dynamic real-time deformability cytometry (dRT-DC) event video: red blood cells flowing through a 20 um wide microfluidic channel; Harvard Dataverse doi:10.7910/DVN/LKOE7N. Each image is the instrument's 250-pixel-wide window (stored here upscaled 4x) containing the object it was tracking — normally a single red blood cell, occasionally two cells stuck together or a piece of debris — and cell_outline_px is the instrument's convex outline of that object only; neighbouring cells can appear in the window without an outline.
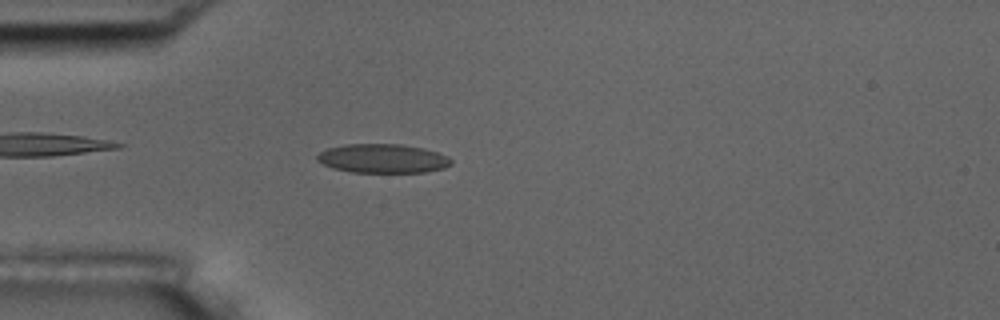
{"species": "common noctule bat (a hibernating species)", "species_latin": "Nyctalus noctula", "temperature_condition": "room temperature", "stored_images_in_passage": 4, "camera_frame_rate_fps": 3000, "um_per_image_px": 0.085, "animal": {"sex": "male", "body_mass_g": 17.5, "forearm_length_mm": 52.3}, "frame": {"image": 1, "passage_image": 4, "time_ms": 3.333, "image_size_px": [1000, 320], "cell_outline_px": [[452, 164], [444, 168], [424, 172], [352, 172], [332, 168], [316, 160], [316, 156], [320, 152], [328, 148], [344, 144], [400, 144], [424, 148], [448, 156], [452, 160]], "centroid_in_image_um": [32.53, 13.47], "position_along_channel_um": 52.5, "area_um2": 22.66}}